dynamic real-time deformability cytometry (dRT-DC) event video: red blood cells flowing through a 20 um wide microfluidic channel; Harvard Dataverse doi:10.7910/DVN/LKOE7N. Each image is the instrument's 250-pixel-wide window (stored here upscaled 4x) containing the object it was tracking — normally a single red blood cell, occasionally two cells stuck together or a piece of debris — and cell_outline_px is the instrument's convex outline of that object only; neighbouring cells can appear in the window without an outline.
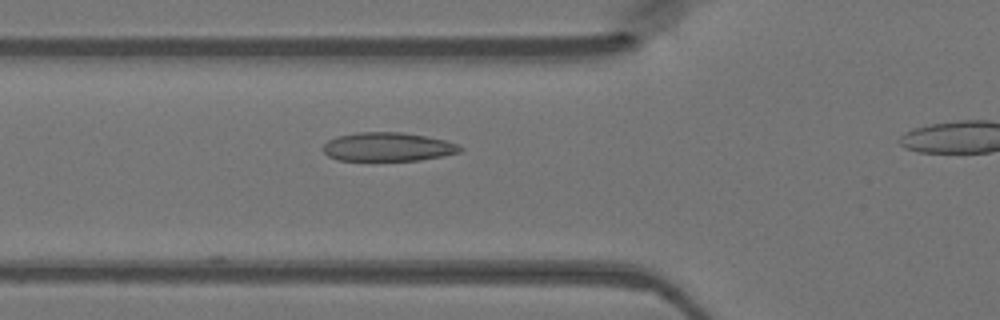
{"species": "Egyptian fruit bat (a non-hibernating species)", "species_latin": "Rousettus aegyptiacus", "temperature_condition": "warm", "stored_images_in_passage": 13, "camera_frame_rate_fps": 3000, "um_per_image_px": 0.085, "animal": {"sex": "female"}, "frame": {"image": 1, "passage_image": 6, "time_ms": 1.667, "image_size_px": [1000, 320], "cell_outline_px": [[464, 148], [460, 152], [444, 156], [420, 160], [336, 160], [328, 156], [324, 152], [324, 144], [328, 140], [336, 136], [356, 132], [400, 132], [424, 136], [444, 140], [456, 144]], "centroid_in_image_um": [32.95, 12.48], "position_along_channel_um": 92.9, "area_um2": 22.89}}
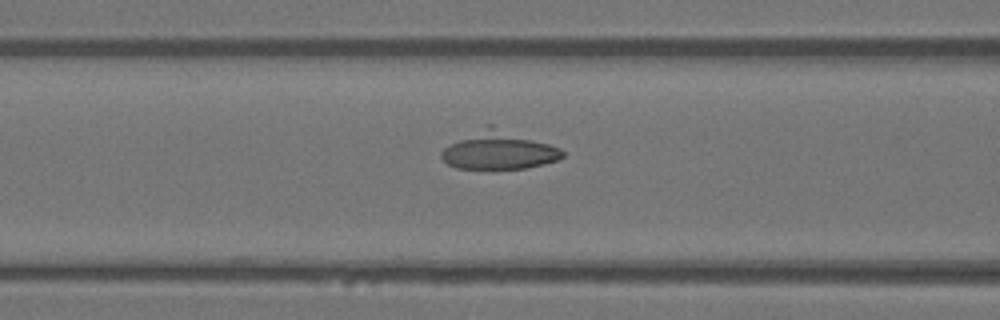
{"frame": {"image": 2, "passage_image": 13, "time_ms": 4.0, "image_size_px": [1000, 320], "cell_outline_px": [[564, 156], [560, 160], [544, 164], [524, 168], [456, 168], [448, 164], [440, 156], [440, 152], [444, 148], [488, 124], [492, 124], [560, 148], [564, 152]], "centroid_in_image_um": [42.44, 12.78], "position_along_channel_um": 124.2, "area_um2": 26.36}}